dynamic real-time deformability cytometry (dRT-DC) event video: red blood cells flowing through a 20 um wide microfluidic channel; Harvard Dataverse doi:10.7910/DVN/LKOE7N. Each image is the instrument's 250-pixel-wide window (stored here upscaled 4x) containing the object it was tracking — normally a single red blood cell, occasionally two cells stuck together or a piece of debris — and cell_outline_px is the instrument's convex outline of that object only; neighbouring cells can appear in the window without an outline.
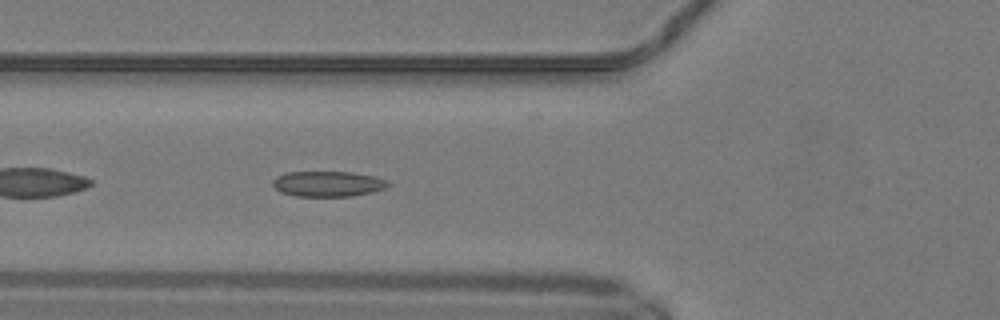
{"species": "common noctule bat (a hibernating species)", "species_latin": "Nyctalus noctula", "temperature_condition": "warm", "stored_images_in_passage": 36, "camera_frame_rate_fps": 3000, "um_per_image_px": 0.085, "animal": {"sex": "male", "body_mass_g": 19.2, "forearm_length_mm": 51.8}, "frame": {"image": 1, "passage_image": 5, "time_ms": 1.333, "image_size_px": [1000, 320], "cell_outline_px": [[392, 184], [384, 188], [372, 192], [352, 196], [296, 196], [280, 192], [272, 184], [272, 180], [276, 176], [284, 172], [352, 172], [376, 176], [388, 180]], "centroid_in_image_um": [27.88, 15.62], "position_along_channel_um": 97.9, "area_um2": 17.28}}
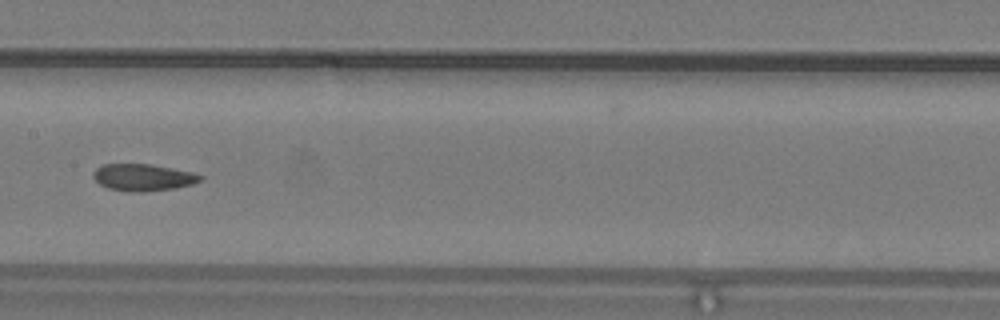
{"frame": {"image": 2, "passage_image": 12, "time_ms": 3.667, "image_size_px": [1000, 320], "cell_outline_px": [[204, 180], [192, 184], [176, 188], [140, 192], [132, 192], [108, 188], [100, 184], [92, 176], [92, 172], [100, 164], [152, 164], [192, 172], [204, 176]], "centroid_in_image_um": [12.17, 15.07], "position_along_channel_um": 195.2, "area_um2": 16.94}}
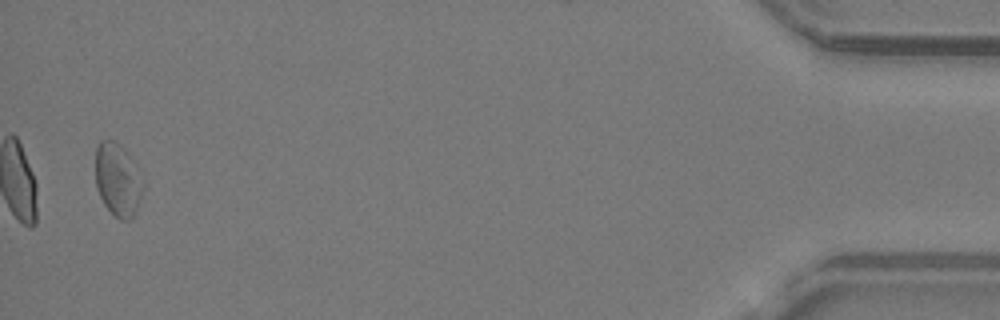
{"frame": {"image": 3, "passage_image": 35, "time_ms": 11.333, "image_size_px": [1000, 320], "cell_outline_px": [[144, 188], [136, 212], [128, 220], [120, 220], [104, 204], [96, 188], [96, 148], [100, 140], [116, 140], [128, 152], [136, 164], [144, 180]], "centroid_in_image_um": [10.04, 15.24], "position_along_channel_um": 425.2, "area_um2": 20.52}, "authors_computed_cell_mechanics": {"area_um2": 17.34, "velocity_mm_per_s": 4.155, "shape_relaxation_time_tau1_ms": null, "shape_relaxation_time_tau2_ms": 2.1377, "deformation_change_tau1": null, "deformation_change_tau2": 0.0761}}